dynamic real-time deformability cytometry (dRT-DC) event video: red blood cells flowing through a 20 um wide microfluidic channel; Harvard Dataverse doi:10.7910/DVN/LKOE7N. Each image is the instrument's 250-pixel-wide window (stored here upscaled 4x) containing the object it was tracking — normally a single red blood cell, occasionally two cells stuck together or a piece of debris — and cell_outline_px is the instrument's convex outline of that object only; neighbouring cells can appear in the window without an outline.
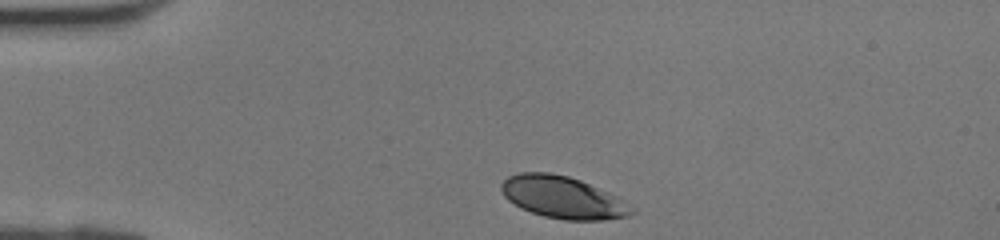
{"species": "human", "species_latin": "Homo sapiens", "temperature_condition": "room temperature", "stored_images_in_passage": 27, "camera_frame_rate_fps": 3000, "um_per_image_px": 0.085, "donor": {"sex": "female"}, "frame": {"image": 1, "passage_image": 1, "time_ms": 0.0, "image_size_px": [1000, 240], "cell_outline_px": [[636, 212], [628, 216], [604, 220], [564, 220], [544, 216], [520, 208], [508, 200], [504, 196], [500, 188], [500, 184], [508, 176], [520, 172], [548, 172], [568, 176], [580, 180], [608, 192], [624, 200], [636, 208]], "centroid_in_image_um": [47.85, 16.78], "position_along_channel_um": 37.1, "area_um2": 32.14}}
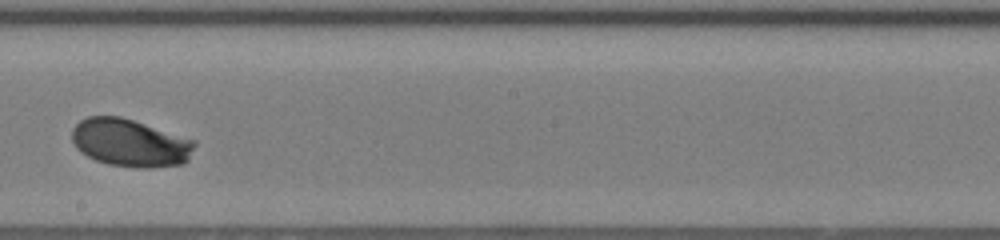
{"frame": {"image": 2, "passage_image": 16, "time_ms": 5.0, "image_size_px": [1000, 240], "cell_outline_px": [[196, 144], [188, 160], [184, 164], [152, 168], [136, 168], [108, 164], [96, 160], [80, 152], [76, 148], [72, 140], [72, 128], [80, 120], [88, 116], [120, 116], [196, 140]], "centroid_in_image_um": [11.07, 12.15], "position_along_channel_um": 237.1, "area_um2": 34.33}}
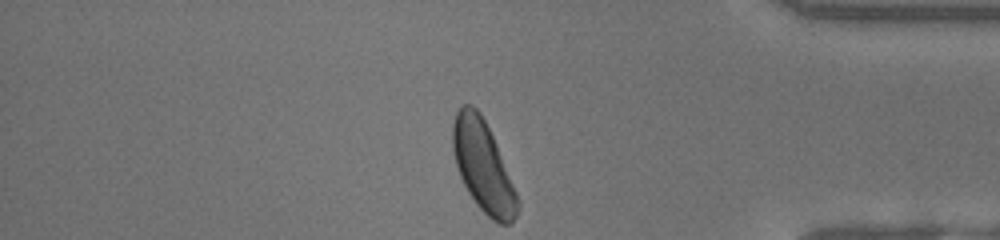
{"frame": {"image": 3, "passage_image": 27, "time_ms": 8.667, "image_size_px": [1000, 240], "cell_outline_px": [[520, 204], [516, 216], [512, 224], [500, 224], [492, 220], [476, 204], [468, 192], [460, 176], [452, 152], [452, 124], [456, 112], [460, 104], [472, 104], [480, 112], [496, 144], [516, 192]], "centroid_in_image_um": [41.04, 14.13], "position_along_channel_um": 394.2, "area_um2": 34.16}}